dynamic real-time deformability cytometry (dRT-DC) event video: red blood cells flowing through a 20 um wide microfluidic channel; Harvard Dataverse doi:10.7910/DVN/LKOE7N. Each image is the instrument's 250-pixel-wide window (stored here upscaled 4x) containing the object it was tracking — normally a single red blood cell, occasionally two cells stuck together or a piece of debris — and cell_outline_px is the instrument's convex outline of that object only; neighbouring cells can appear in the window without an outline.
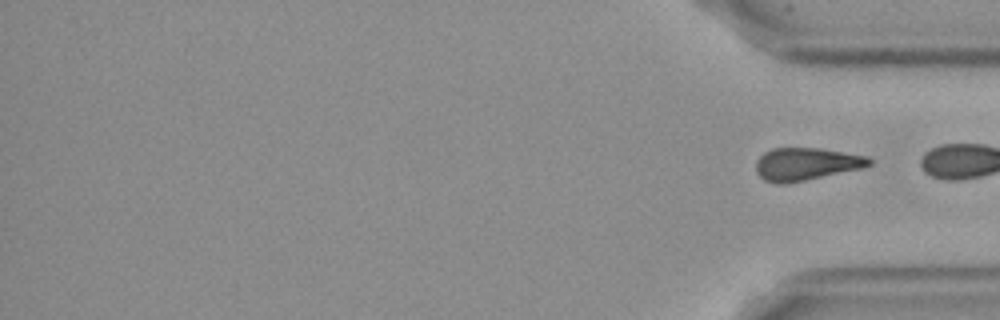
{"species": "Egyptian fruit bat (a non-hibernating species)", "species_latin": "Rousettus aegyptiacus", "temperature_condition": "cold", "stored_images_in_passage": 57, "segment_of_instrument_passage": [2, 2], "camera_frame_rate_fps": 3000, "um_per_image_px": 0.085, "frame": {"image": 1, "passage_image": 57, "time_ms": 18.667, "image_size_px": [1000, 320], "cell_outline_px": [[872, 164], [864, 168], [784, 184], [776, 184], [764, 180], [756, 172], [756, 160], [764, 152], [772, 148], [820, 148], [868, 156], [872, 160]], "centroid_in_image_um": [68.52, 13.94], "position_along_channel_um": 366.7, "area_um2": 21.62}}